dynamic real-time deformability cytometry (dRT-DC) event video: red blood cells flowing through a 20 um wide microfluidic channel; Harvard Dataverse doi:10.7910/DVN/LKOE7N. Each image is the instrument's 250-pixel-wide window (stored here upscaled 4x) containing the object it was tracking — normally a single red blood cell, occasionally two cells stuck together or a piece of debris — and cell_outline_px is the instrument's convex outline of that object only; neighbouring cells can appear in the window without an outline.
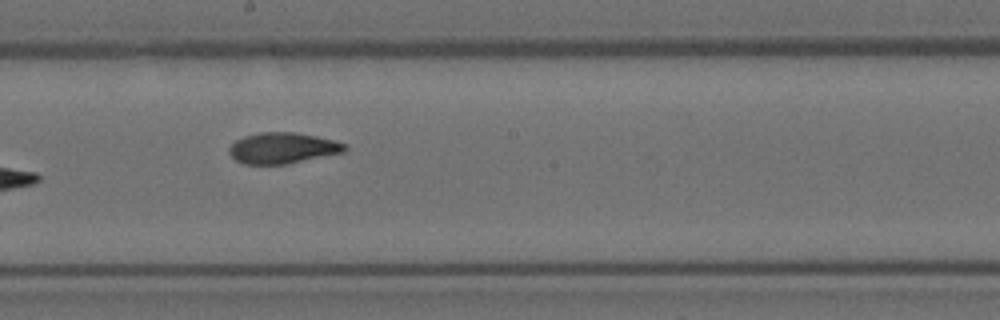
{"species": "Egyptian fruit bat (a non-hibernating species)", "species_latin": "Rousettus aegyptiacus", "temperature_condition": "room temperature", "stored_images_in_passage": 14, "camera_frame_rate_fps": 3000, "um_per_image_px": 0.085, "animal": {"sex": "female"}, "frame": {"image": 1, "passage_image": 8, "time_ms": 9.0, "image_size_px": [1000, 320], "cell_outline_px": [[348, 148], [344, 152], [284, 164], [244, 164], [236, 160], [228, 152], [228, 148], [236, 140], [244, 136], [260, 132], [296, 132], [316, 136], [348, 144]], "centroid_in_image_um": [24.02, 12.57], "position_along_channel_um": 224.2, "area_um2": 20.75}}
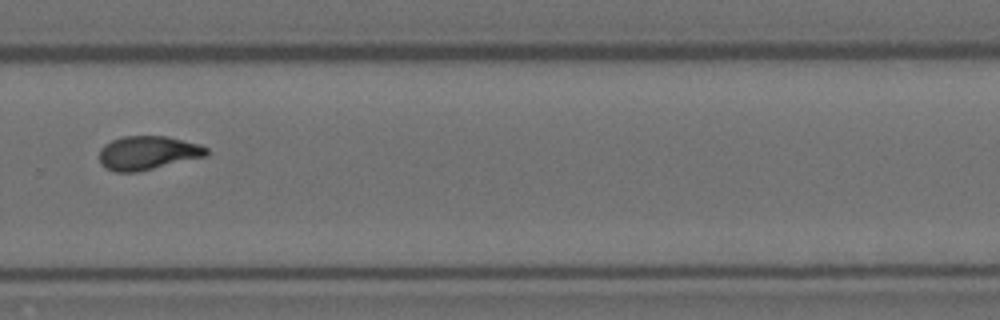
{"frame": {"image": 2, "passage_image": 10, "time_ms": 11.333, "image_size_px": [1000, 320], "cell_outline_px": [[208, 156], [136, 172], [116, 172], [100, 164], [100, 148], [104, 144], [112, 140], [124, 136], [164, 136], [196, 144], [208, 148]], "centroid_in_image_um": [12.54, 13.0], "position_along_channel_um": 317.3, "area_um2": 20.87}}
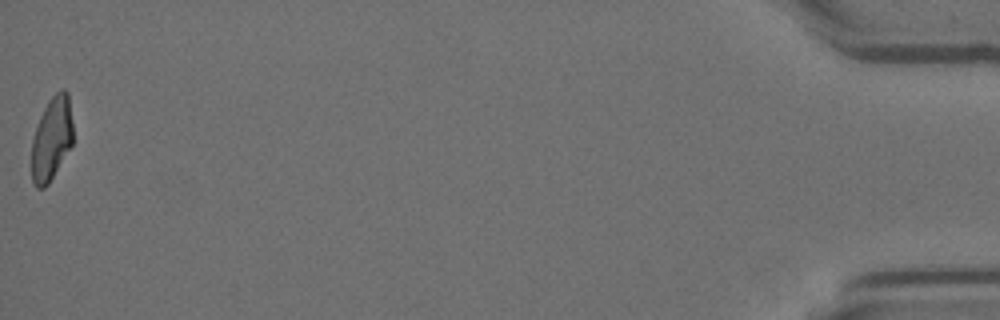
{"frame": {"image": 3, "passage_image": 14, "time_ms": 16.667, "image_size_px": [1000, 320], "cell_outline_px": [[72, 144], [48, 184], [44, 188], [36, 188], [32, 180], [32, 140], [40, 116], [48, 100], [60, 88], [64, 88], [68, 92], [72, 120]], "centroid_in_image_um": [4.39, 11.75], "position_along_channel_um": 430.8, "area_um2": 20.0}}